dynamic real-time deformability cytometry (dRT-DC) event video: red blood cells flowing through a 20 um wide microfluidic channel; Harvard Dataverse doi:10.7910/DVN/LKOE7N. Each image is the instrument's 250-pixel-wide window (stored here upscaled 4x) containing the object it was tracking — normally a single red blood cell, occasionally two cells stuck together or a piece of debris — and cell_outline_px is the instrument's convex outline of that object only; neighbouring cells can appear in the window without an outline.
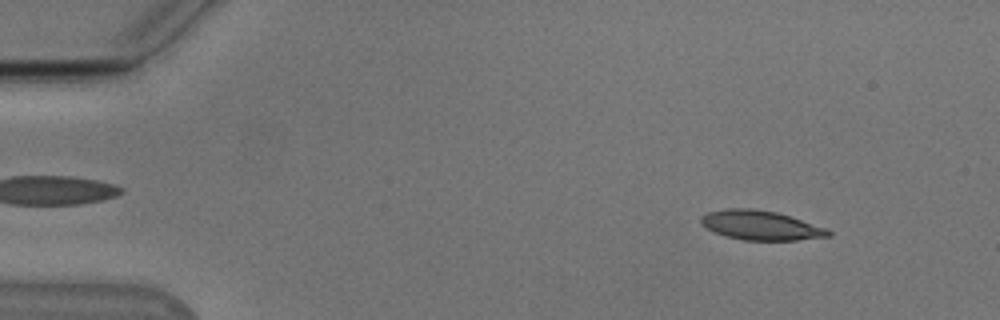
{"species": "Egyptian fruit bat (a non-hibernating species)", "species_latin": "Rousettus aegyptiacus", "temperature_condition": "cold", "stored_images_in_passage": 54, "camera_frame_rate_fps": 3000, "um_per_image_px": 0.085, "animal": {"sex": "male"}, "frame": {"image": 1, "passage_image": 6, "time_ms": 1.667, "image_size_px": [1000, 320], "cell_outline_px": [[832, 236], [796, 240], [744, 240], [724, 236], [708, 228], [700, 220], [700, 216], [708, 212], [728, 208], [752, 208], [776, 212], [824, 228], [832, 232]], "centroid_in_image_um": [64.64, 19.15], "position_along_channel_um": 20.4, "area_um2": 21.44}}
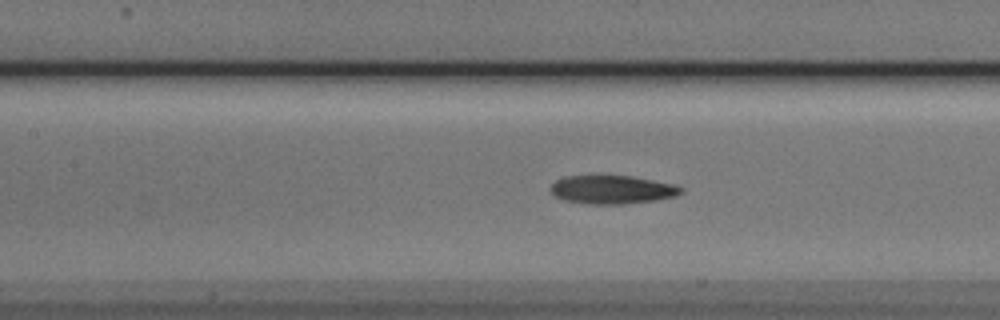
{"frame": {"image": 2, "passage_image": 24, "time_ms": 7.667, "image_size_px": [1000, 320], "cell_outline_px": [[684, 192], [676, 196], [656, 200], [624, 204], [588, 204], [564, 200], [556, 196], [548, 188], [556, 180], [564, 176], [632, 176], [676, 184], [684, 188]], "centroid_in_image_um": [52.07, 16.12], "position_along_channel_um": 155.3, "area_um2": 21.79}}
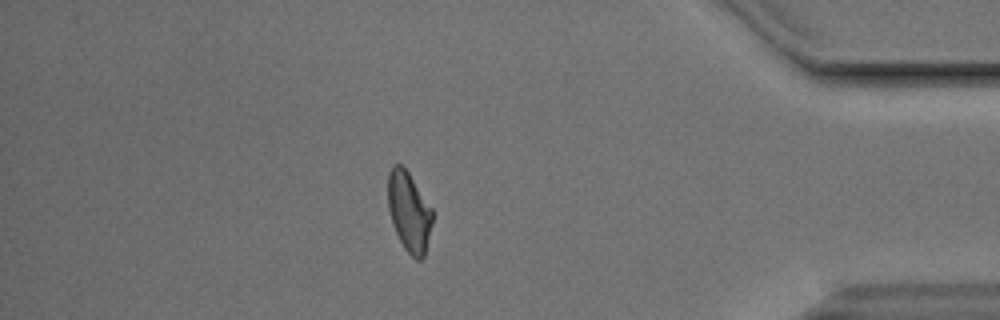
{"frame": {"image": 3, "passage_image": 46, "time_ms": 15.0, "image_size_px": [1000, 320], "cell_outline_px": [[432, 224], [424, 256], [420, 260], [416, 260], [404, 248], [396, 232], [388, 208], [388, 172], [392, 164], [400, 164], [408, 172], [432, 208]], "centroid_in_image_um": [34.76, 17.98], "position_along_channel_um": 400.4, "area_um2": 20.46}, "authors_computed_cell_mechanics": {"area_um2": 21.5016, "velocity_mm_per_s": 3.8422, "shape_relaxation_time_tau1_ms": 7.9184, "shape_relaxation_time_tau2_ms": 3.7751, "deformation_change_tau1": 0.194, "deformation_change_tau2": 0.1194}}